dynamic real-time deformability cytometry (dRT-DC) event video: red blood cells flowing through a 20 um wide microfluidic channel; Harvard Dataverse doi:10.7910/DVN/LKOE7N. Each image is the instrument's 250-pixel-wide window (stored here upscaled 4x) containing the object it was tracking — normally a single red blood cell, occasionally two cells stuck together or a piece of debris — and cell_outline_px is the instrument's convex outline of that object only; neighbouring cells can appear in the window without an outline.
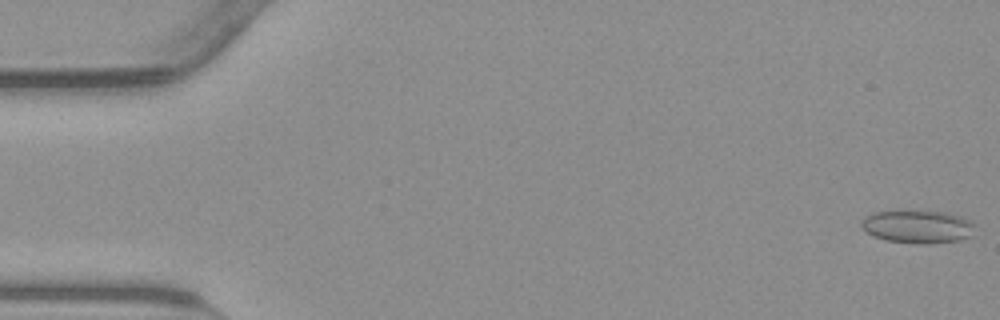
{"species": "common noctule bat (a hibernating species)", "species_latin": "Nyctalus noctula", "temperature_condition": "warm", "stored_images_in_passage": 14, "camera_frame_rate_fps": 3000, "um_per_image_px": 0.085, "animal": {"sex": "male", "body_mass_g": 23.1, "forearm_length_mm": 52.7}, "frame": {"image": 1, "passage_image": 1, "time_ms": 0.0, "image_size_px": [1000, 320], "cell_outline_px": [[972, 224], [968, 236], [956, 240], [888, 240], [876, 236], [868, 232], [864, 228], [864, 220], [868, 216], [876, 212], [936, 212], [952, 216], [964, 220]], "centroid_in_image_um": [77.91, 19.23], "position_along_channel_um": 7.1, "area_um2": 18.96}}